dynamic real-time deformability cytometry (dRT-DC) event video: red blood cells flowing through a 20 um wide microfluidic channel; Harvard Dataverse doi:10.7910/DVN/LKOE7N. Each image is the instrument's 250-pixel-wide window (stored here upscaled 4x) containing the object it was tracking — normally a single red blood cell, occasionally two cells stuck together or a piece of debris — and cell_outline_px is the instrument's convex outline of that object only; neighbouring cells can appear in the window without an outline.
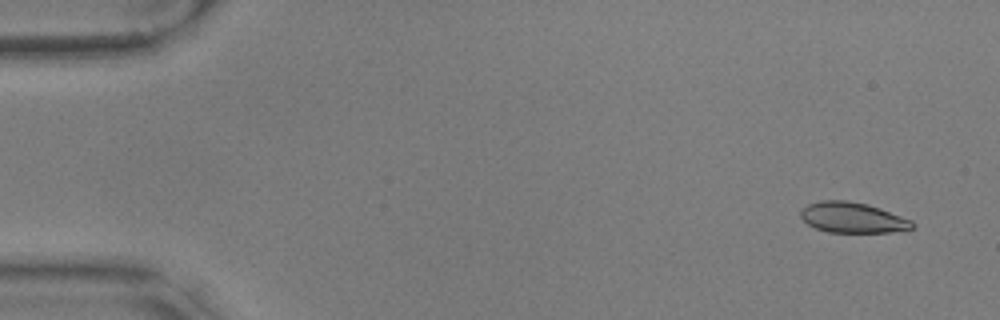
{"species": "common noctule bat (a hibernating species)", "species_latin": "Nyctalus noctula", "temperature_condition": "warm", "stored_images_in_passage": 51, "camera_frame_rate_fps": 3000, "um_per_image_px": 0.085, "animal": {"sex": "male", "body_mass_g": 17.9, "forearm_length_mm": 54.2}, "frame": {"image": 1, "passage_image": 4, "time_ms": 1.0, "image_size_px": [1000, 320], "cell_outline_px": [[916, 228], [908, 232], [828, 232], [816, 228], [808, 224], [800, 216], [800, 212], [808, 204], [820, 200], [848, 200], [868, 204], [880, 208], [912, 220], [916, 224]], "centroid_in_image_um": [72.56, 18.5], "position_along_channel_um": 12.4, "area_um2": 20.17}}
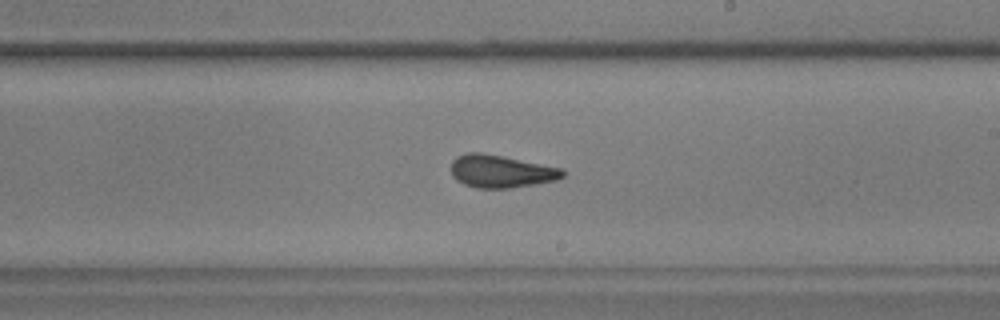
{"frame": {"image": 2, "passage_image": 34, "time_ms": 11.0, "image_size_px": [1000, 320], "cell_outline_px": [[564, 176], [556, 180], [508, 188], [476, 188], [464, 184], [456, 180], [452, 176], [452, 160], [456, 156], [468, 152], [480, 152], [504, 156], [560, 168], [564, 172]], "centroid_in_image_um": [42.53, 14.55], "position_along_channel_um": 246.5, "area_um2": 21.1}}
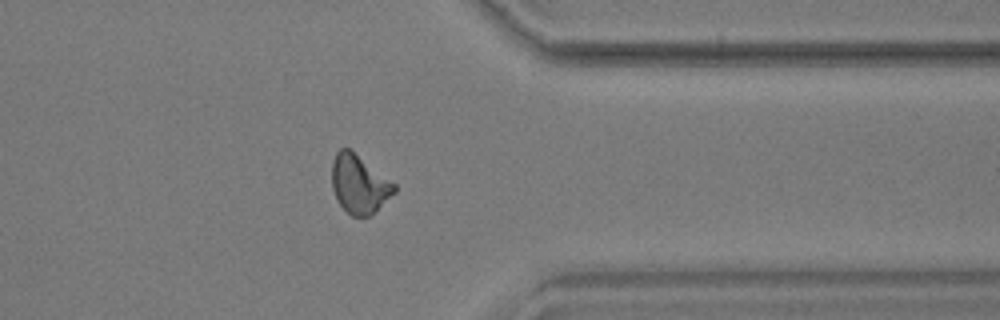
{"frame": {"image": 3, "passage_image": 46, "time_ms": 15.0, "image_size_px": [1000, 320], "cell_outline_px": [[396, 192], [368, 216], [352, 216], [336, 200], [332, 188], [332, 160], [336, 152], [340, 148], [352, 148], [396, 184]], "centroid_in_image_um": [30.52, 15.59], "position_along_channel_um": 380.9, "area_um2": 21.44}}